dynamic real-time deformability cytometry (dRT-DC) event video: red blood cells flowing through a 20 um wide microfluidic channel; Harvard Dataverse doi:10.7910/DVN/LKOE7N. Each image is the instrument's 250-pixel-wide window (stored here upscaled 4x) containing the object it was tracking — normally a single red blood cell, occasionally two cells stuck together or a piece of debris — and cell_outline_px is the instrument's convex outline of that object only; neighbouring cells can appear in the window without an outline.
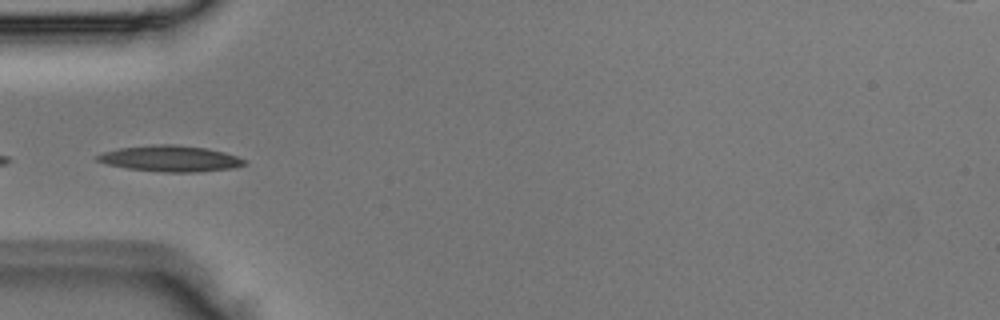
{"species": "Egyptian fruit bat (a non-hibernating species)", "species_latin": "Rousettus aegyptiacus", "temperature_condition": "room temperature", "stored_images_in_passage": 3, "camera_frame_rate_fps": 3000, "um_per_image_px": 0.085, "animal": {"sex": "male"}, "frame": {"image": 1, "passage_image": 3, "time_ms": 0.667, "image_size_px": [1000, 320], "cell_outline_px": [[248, 164], [236, 168], [196, 172], [164, 172], [128, 168], [108, 164], [96, 160], [96, 156], [104, 152], [120, 148], [152, 144], [176, 144], [204, 148], [224, 152], [236, 156], [244, 160]], "centroid_in_image_um": [14.51, 13.48], "position_along_channel_um": 70.5, "area_um2": 22.2}}